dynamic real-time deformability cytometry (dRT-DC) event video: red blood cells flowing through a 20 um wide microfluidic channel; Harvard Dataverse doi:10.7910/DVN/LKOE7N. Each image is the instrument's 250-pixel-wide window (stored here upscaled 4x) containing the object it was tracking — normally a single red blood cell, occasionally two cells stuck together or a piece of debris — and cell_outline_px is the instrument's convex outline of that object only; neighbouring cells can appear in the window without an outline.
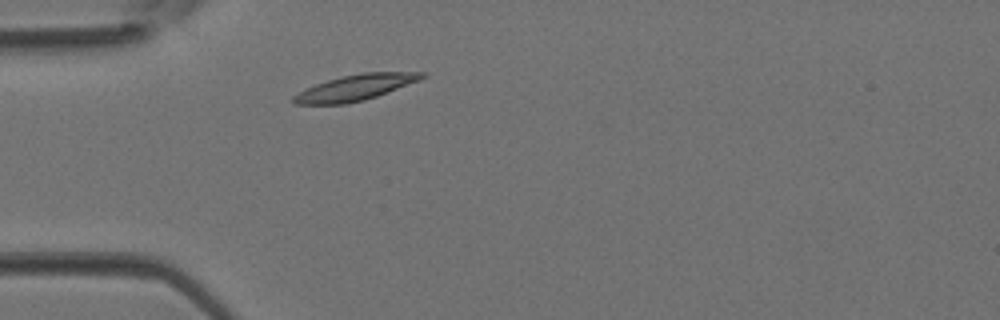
{"species": "Egyptian fruit bat (a non-hibernating species)", "species_latin": "Rousettus aegyptiacus", "temperature_condition": "room temperature", "stored_images_in_passage": 2, "camera_frame_rate_fps": 3000, "um_per_image_px": 0.085, "animal": {"sex": "female"}, "frame": {"image": 1, "passage_image": 2, "time_ms": 0.333, "image_size_px": [1000, 320], "cell_outline_px": [[428, 76], [420, 80], [376, 96], [364, 100], [344, 104], [292, 104], [288, 100], [292, 96], [316, 84], [328, 80], [344, 76], [364, 72], [428, 72]], "centroid_in_image_um": [30.21, 7.45], "position_along_channel_um": 54.8, "area_um2": 19.19}}